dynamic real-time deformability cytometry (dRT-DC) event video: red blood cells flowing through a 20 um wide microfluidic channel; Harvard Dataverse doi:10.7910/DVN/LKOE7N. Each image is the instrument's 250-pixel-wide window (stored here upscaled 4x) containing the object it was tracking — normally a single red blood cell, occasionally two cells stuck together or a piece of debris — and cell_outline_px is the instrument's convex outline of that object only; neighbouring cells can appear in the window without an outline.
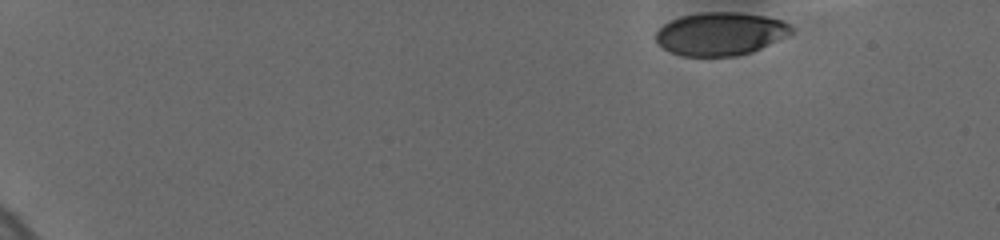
{"species": "human", "species_latin": "Homo sapiens", "temperature_condition": "cold", "stored_images_in_passage": 18, "segment_of_instrument_passage": [1, 2], "camera_frame_rate_fps": 3000, "um_per_image_px": 0.085, "donor": {"sex": "female"}, "frame": {"image": 1, "passage_image": 1, "time_ms": 0.0, "image_size_px": [1000, 240], "cell_outline_px": [[792, 32], [788, 36], [752, 52], [736, 56], [684, 56], [672, 52], [664, 48], [656, 40], [656, 32], [664, 24], [680, 16], [704, 12], [740, 12], [764, 16], [780, 20], [788, 24], [792, 28]], "centroid_in_image_um": [61.25, 2.87], "position_along_channel_um": 23.8, "area_um2": 33.81}}
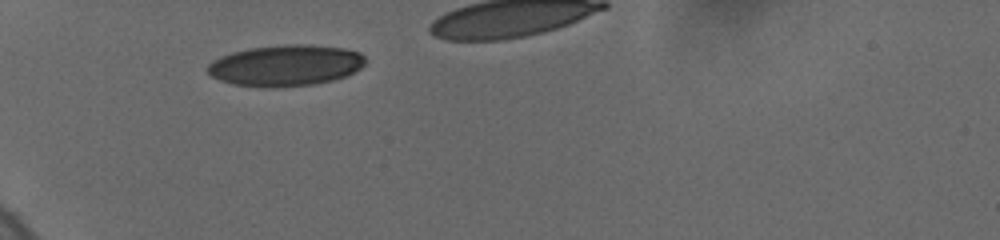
{"frame": {"image": 2, "passage_image": 7, "time_ms": 4.333, "image_size_px": [1000, 240], "cell_outline_px": [[364, 64], [360, 68], [344, 76], [332, 80], [312, 84], [268, 88], [232, 84], [220, 80], [212, 76], [208, 72], [208, 64], [212, 60], [220, 56], [232, 52], [248, 48], [288, 44], [300, 44], [344, 48], [360, 52], [364, 56]], "centroid_in_image_um": [24.24, 5.56], "position_along_channel_um": 60.8, "area_um2": 37.63}}
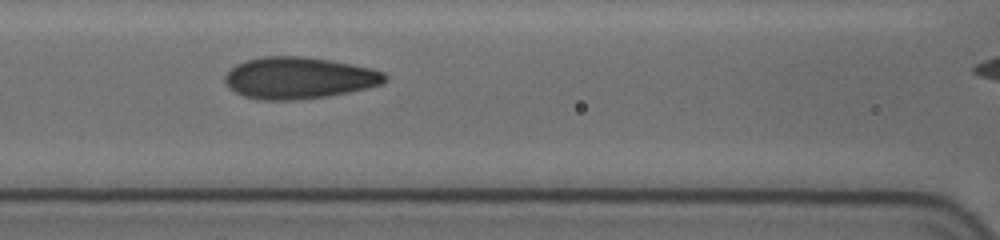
{"frame": {"image": 3, "passage_image": 14, "time_ms": 7.0, "image_size_px": [1000, 240], "cell_outline_px": [[388, 80], [384, 84], [368, 88], [328, 96], [300, 100], [256, 100], [244, 96], [228, 88], [224, 80], [224, 76], [236, 64], [244, 60], [264, 56], [304, 56], [332, 60], [372, 68], [384, 72], [388, 76]], "centroid_in_image_um": [25.43, 6.63], "position_along_channel_um": 141.2, "area_um2": 39.42}}